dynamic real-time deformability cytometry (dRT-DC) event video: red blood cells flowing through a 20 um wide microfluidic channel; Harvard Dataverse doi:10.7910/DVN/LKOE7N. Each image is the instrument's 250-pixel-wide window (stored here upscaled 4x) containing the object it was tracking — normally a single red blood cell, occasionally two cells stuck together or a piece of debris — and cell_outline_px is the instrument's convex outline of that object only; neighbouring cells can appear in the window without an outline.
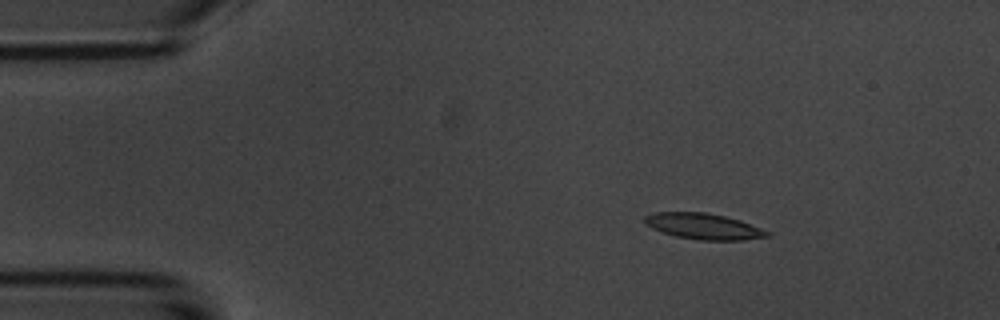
{"species": "common noctule bat (a hibernating species)", "species_latin": "Nyctalus noctula", "temperature_condition": "room temperature", "stored_images_in_passage": 3, "camera_frame_rate_fps": 3000, "um_per_image_px": 0.085, "animal": {"sex": "male", "body_mass_g": 20.1, "forearm_length_mm": 53.5}, "frame": {"image": 1, "passage_image": 1, "time_ms": 0.0, "image_size_px": [1000, 320], "cell_outline_px": [[772, 236], [744, 240], [700, 240], [676, 236], [660, 232], [652, 228], [644, 220], [644, 216], [656, 212], [704, 212], [724, 216], [740, 220], [760, 228], [768, 232]], "centroid_in_image_um": [59.8, 19.24], "position_along_channel_um": 25.2, "area_um2": 18.38}}